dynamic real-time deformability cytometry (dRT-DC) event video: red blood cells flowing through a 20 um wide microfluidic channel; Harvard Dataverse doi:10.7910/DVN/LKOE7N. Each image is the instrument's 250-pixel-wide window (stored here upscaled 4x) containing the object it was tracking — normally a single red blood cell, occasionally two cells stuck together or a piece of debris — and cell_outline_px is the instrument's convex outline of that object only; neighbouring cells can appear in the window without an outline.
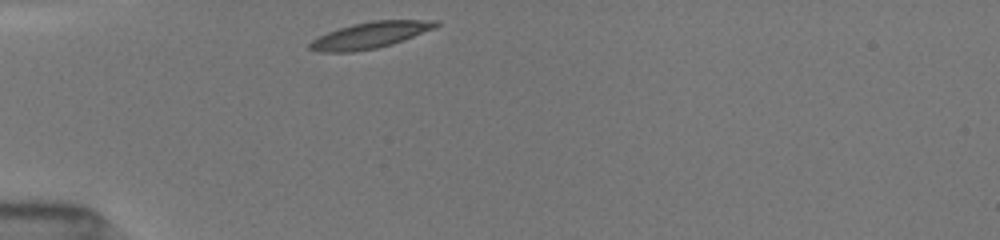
{"species": "common noctule bat (a hibernating species)", "species_latin": "Nyctalus noctula", "temperature_condition": "room temperature", "stored_images_in_passage": 1, "camera_frame_rate_fps": 3000, "um_per_image_px": 0.085, "animal": {"sex": "female", "body_mass_g": 19.5, "forearm_length_mm": 54.1}, "frame": {"image": 1, "passage_image": 1, "time_ms": 0.0, "image_size_px": [1000, 240], "cell_outline_px": [[440, 24], [436, 28], [392, 44], [376, 48], [352, 52], [320, 52], [308, 48], [308, 44], [312, 40], [328, 32], [352, 24], [372, 20], [440, 20]], "centroid_in_image_um": [31.49, 2.98], "position_along_channel_um": 53.5, "area_um2": 19.31}}